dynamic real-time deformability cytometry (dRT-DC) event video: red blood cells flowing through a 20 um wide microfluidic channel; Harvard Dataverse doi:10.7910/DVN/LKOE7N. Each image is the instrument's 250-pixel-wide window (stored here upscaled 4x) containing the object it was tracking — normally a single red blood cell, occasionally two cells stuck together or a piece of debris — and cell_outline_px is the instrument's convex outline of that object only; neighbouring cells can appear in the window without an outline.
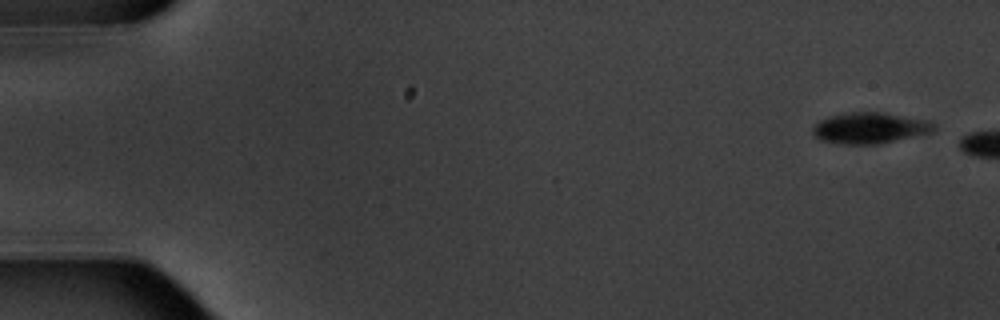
{"species": "common noctule bat (a hibernating species)", "species_latin": "Nyctalus noctula", "temperature_condition": "warm", "stored_images_in_passage": 3, "camera_frame_rate_fps": 3000, "um_per_image_px": 0.085, "animal": {"sex": "male", "body_mass_g": 20.1, "forearm_length_mm": 53.5}, "frame": {"image": 1, "passage_image": 1, "time_ms": 0.0, "image_size_px": [1000, 320], "cell_outline_px": [[936, 128], [932, 132], [880, 144], [840, 144], [824, 140], [816, 136], [812, 132], [812, 128], [820, 120], [828, 116], [848, 112], [884, 112], [932, 120], [936, 124]], "centroid_in_image_um": [74.0, 10.86], "position_along_channel_um": 11.0, "area_um2": 22.14}}